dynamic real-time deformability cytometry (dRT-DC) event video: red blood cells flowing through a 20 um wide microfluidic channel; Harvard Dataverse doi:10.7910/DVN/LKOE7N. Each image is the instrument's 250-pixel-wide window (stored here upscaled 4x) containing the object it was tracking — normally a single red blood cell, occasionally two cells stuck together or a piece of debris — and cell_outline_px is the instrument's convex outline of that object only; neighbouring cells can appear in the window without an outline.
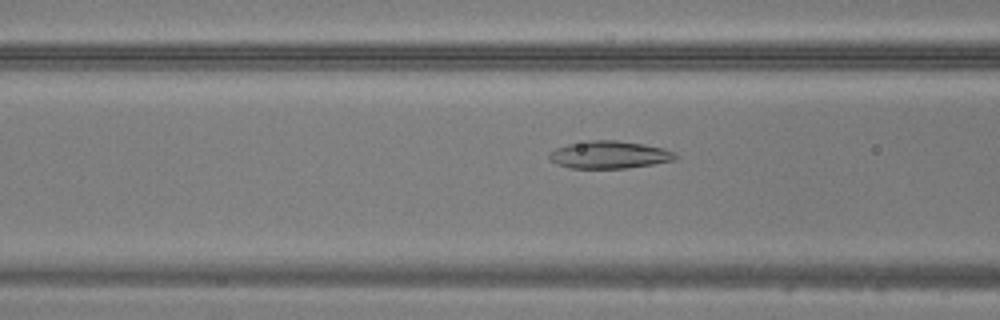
{"species": "common noctule bat (a hibernating species)", "species_latin": "Nyctalus noctula", "temperature_condition": "warm", "stored_images_in_passage": 48, "camera_frame_rate_fps": 3000, "um_per_image_px": 0.085, "animal": {"sex": "male", "body_mass_g": 20.5, "forearm_length_mm": 52.5}, "frame": {"image": 1, "passage_image": 19, "time_ms": 6.0, "image_size_px": [1000, 320], "cell_outline_px": [[680, 156], [676, 160], [652, 164], [624, 168], [568, 168], [556, 164], [548, 160], [548, 152], [556, 148], [568, 144], [588, 140], [616, 140], [644, 144], [664, 148]], "centroid_in_image_um": [51.76, 13.15], "position_along_channel_um": 114.8, "area_um2": 20.4}}
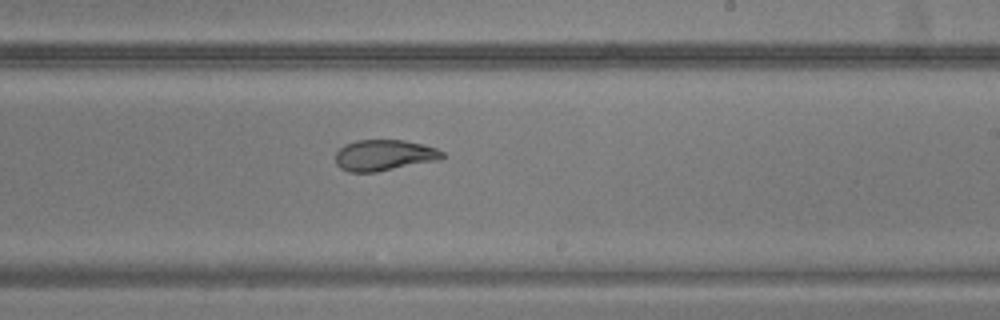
{"frame": {"image": 2, "passage_image": 29, "time_ms": 9.333, "image_size_px": [1000, 320], "cell_outline_px": [[444, 156], [440, 160], [376, 172], [348, 172], [340, 168], [336, 164], [336, 152], [344, 144], [356, 140], [404, 140], [436, 148], [444, 152]], "centroid_in_image_um": [32.64, 13.2], "position_along_channel_um": 256.4, "area_um2": 19.36}}
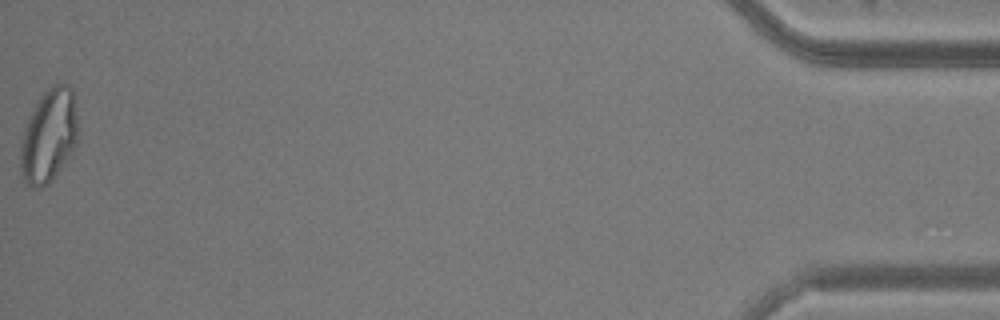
{"frame": {"image": 3, "passage_image": 48, "time_ms": 15.667, "image_size_px": [1000, 320], "cell_outline_px": [[80, 136], [76, 144], [48, 184], [40, 188], [32, 188], [24, 180], [20, 172], [20, 140], [28, 116], [36, 100], [52, 84], [60, 80], [72, 84], [80, 132]], "centroid_in_image_um": [4.16, 11.44], "position_along_channel_um": 431.0, "area_um2": 32.19}}